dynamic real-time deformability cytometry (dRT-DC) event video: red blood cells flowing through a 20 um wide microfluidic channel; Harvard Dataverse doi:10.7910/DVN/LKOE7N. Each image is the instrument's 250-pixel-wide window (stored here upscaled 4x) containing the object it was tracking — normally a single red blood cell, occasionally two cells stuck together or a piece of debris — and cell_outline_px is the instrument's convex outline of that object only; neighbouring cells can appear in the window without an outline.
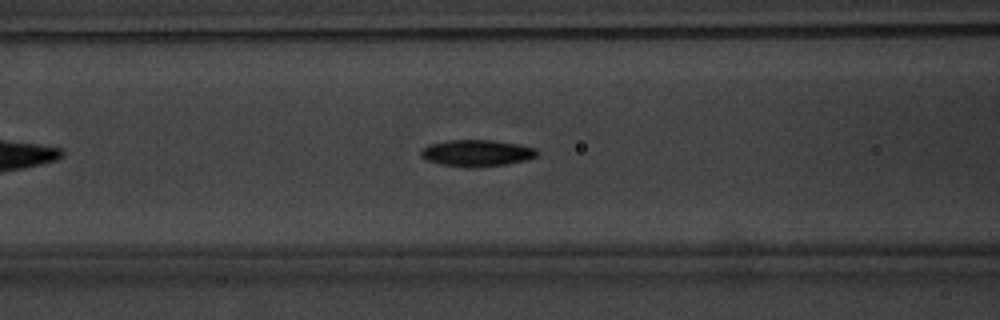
{"species": "common noctule bat (a hibernating species)", "species_latin": "Nyctalus noctula", "temperature_condition": "warm", "stored_images_in_passage": 42, "camera_frame_rate_fps": 3000, "um_per_image_px": 0.085, "animal": {"sex": "male", "body_mass_g": 20.1, "forearm_length_mm": 53.5}, "frame": {"image": 1, "passage_image": 11, "time_ms": 3.333, "image_size_px": [1000, 320], "cell_outline_px": [[540, 152], [536, 156], [524, 160], [508, 164], [476, 168], [468, 168], [444, 164], [428, 160], [420, 156], [420, 152], [428, 144], [448, 140], [492, 140], [516, 144], [536, 148]], "centroid_in_image_um": [40.54, 13.01], "position_along_channel_um": 126.1, "area_um2": 17.98}}
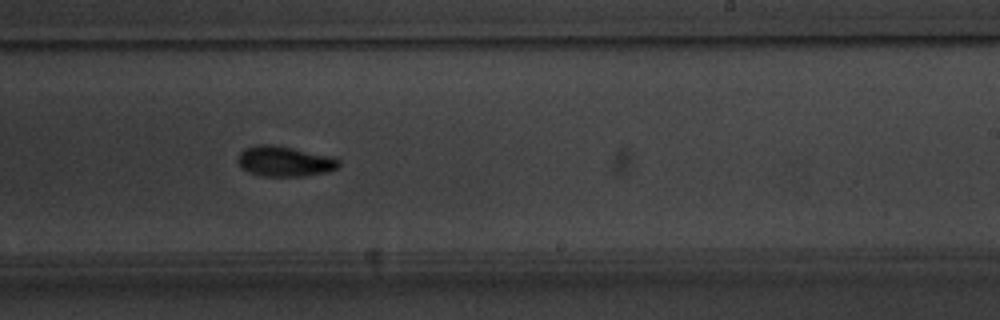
{"frame": {"image": 2, "passage_image": 22, "time_ms": 7.0, "image_size_px": [1000, 320], "cell_outline_px": [[340, 164], [336, 168], [324, 172], [304, 176], [260, 176], [248, 172], [240, 168], [236, 160], [240, 152], [244, 148], [256, 144], [272, 144], [332, 156], [340, 160]], "centroid_in_image_um": [24.12, 13.7], "position_along_channel_um": 264.9, "area_um2": 17.98}}
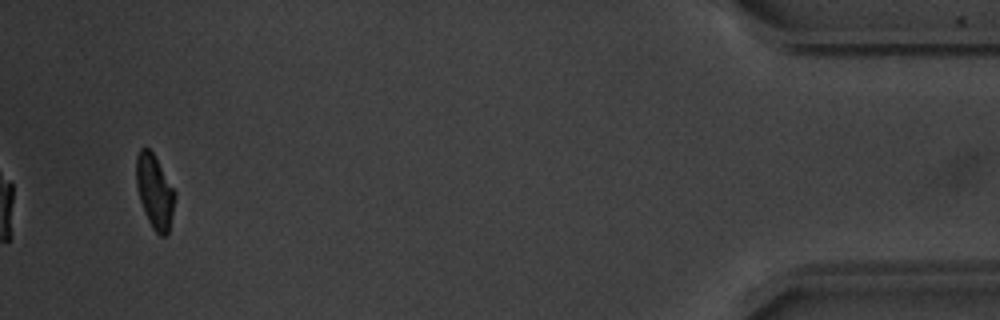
{"frame": {"image": 3, "passage_image": 40, "time_ms": 13.0, "image_size_px": [1000, 320], "cell_outline_px": [[176, 196], [172, 216], [168, 232], [164, 236], [160, 236], [152, 228], [144, 212], [140, 200], [136, 184], [136, 156], [140, 148], [148, 148], [152, 152], [176, 192]], "centroid_in_image_um": [13.14, 16.29], "position_along_channel_um": 422.1, "area_um2": 16.53}, "authors_computed_cell_mechanics": {"area_um2": 17.4267, "velocity_mm_per_s": 3.7883, "shape_relaxation_time_tau1_ms": 2.1393, "shape_relaxation_time_tau2_ms": null, "deformation_change_tau1": 0.1404, "deformation_change_tau2": null}}